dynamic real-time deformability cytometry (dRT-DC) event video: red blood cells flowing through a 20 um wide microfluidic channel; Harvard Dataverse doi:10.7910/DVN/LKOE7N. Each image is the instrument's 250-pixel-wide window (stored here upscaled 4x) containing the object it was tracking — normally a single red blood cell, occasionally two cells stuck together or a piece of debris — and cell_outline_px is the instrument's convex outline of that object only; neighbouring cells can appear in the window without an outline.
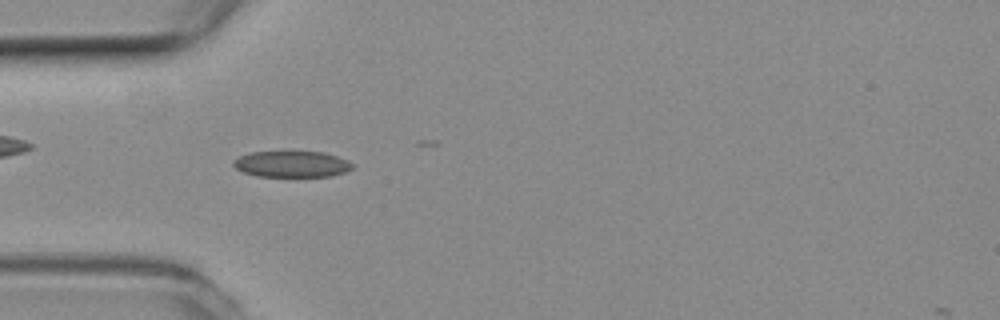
{"species": "common noctule bat (a hibernating species)", "species_latin": "Nyctalus noctula", "temperature_condition": "room temperature", "stored_images_in_passage": 30, "camera_frame_rate_fps": 3000, "um_per_image_px": 0.085, "animal": {"sex": "female", "body_mass_g": 19.3, "forearm_length_mm": 54.1}, "frame": {"image": 1, "passage_image": 15, "time_ms": 4.667, "image_size_px": [1000, 320], "cell_outline_px": [[352, 168], [344, 172], [332, 176], [256, 176], [244, 172], [236, 168], [232, 164], [232, 160], [240, 156], [252, 152], [324, 152], [348, 160], [352, 164]], "centroid_in_image_um": [24.78, 13.95], "position_along_channel_um": 60.2, "area_um2": 17.98}}
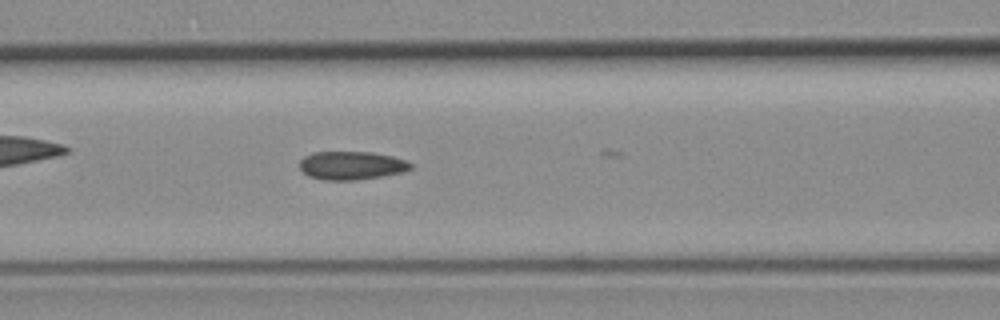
{"frame": {"image": 2, "passage_image": 21, "time_ms": 6.667, "image_size_px": [1000, 320], "cell_outline_px": [[412, 168], [404, 172], [360, 180], [320, 180], [308, 176], [300, 168], [300, 160], [304, 156], [316, 152], [368, 152], [392, 156], [408, 160], [412, 164]], "centroid_in_image_um": [29.9, 14.07], "position_along_channel_um": 136.7, "area_um2": 18.5}}
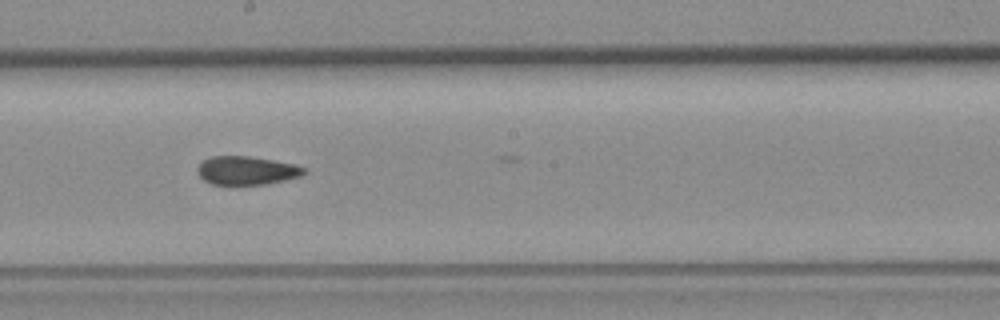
{"frame": {"image": 3, "passage_image": 28, "time_ms": 9.0, "image_size_px": [1000, 320], "cell_outline_px": [[308, 172], [304, 176], [264, 184], [212, 184], [204, 180], [196, 172], [196, 168], [204, 160], [212, 156], [248, 156], [296, 164], [308, 168]], "centroid_in_image_um": [21.02, 14.49], "position_along_channel_um": 227.2, "area_um2": 17.8}}